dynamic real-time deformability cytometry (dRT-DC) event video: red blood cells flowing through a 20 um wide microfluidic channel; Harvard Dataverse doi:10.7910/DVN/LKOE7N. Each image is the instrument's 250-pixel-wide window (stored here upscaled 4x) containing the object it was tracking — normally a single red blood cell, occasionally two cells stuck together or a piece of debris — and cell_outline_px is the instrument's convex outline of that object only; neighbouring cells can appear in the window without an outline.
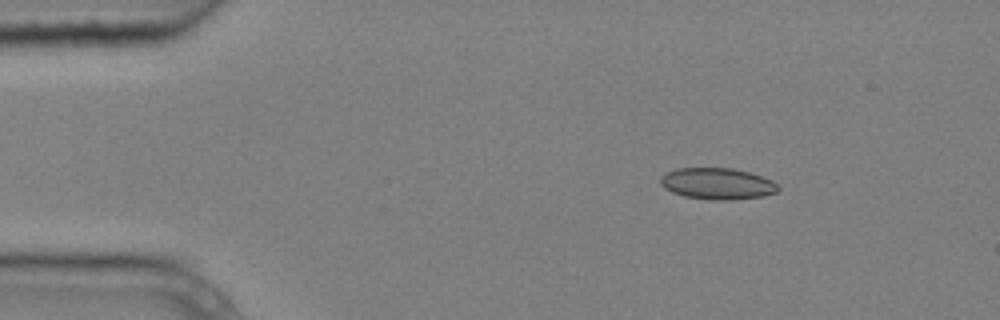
{"species": "common noctule bat (a hibernating species)", "species_latin": "Nyctalus noctula", "temperature_condition": "cold", "stored_images_in_passage": 4, "camera_frame_rate_fps": 3000, "um_per_image_px": 0.085, "animal": {"sex": "male", "body_mass_g": 20.4}, "frame": {"image": 1, "passage_image": 2, "time_ms": 0.333, "image_size_px": [1000, 320], "cell_outline_px": [[780, 188], [776, 192], [760, 196], [732, 200], [712, 200], [684, 196], [672, 192], [664, 188], [660, 184], [660, 176], [664, 172], [676, 168], [732, 168], [748, 172], [772, 180]], "centroid_in_image_um": [60.91, 15.6], "position_along_channel_um": 24.1, "area_um2": 21.56}}